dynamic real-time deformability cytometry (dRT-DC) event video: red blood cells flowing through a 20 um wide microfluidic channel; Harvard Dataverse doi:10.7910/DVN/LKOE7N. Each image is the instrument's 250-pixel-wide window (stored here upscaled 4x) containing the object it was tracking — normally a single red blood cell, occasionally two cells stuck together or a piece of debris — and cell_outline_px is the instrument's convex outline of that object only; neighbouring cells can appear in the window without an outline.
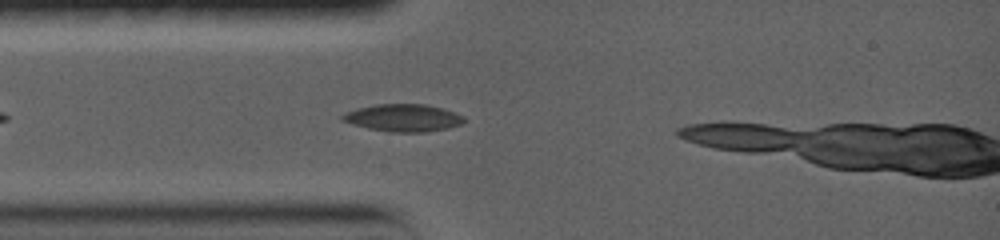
{"species": "common noctule bat (a hibernating species)", "species_latin": "Nyctalus noctula", "temperature_condition": "warm", "stored_images_in_passage": 34, "camera_frame_rate_fps": 5000, "um_per_image_px": 0.085, "animal": {"sex": "female", "body_mass_g": 19.0, "forearm_length_mm": 56.7}, "frame": {"image": 1, "passage_image": 1, "time_ms": 0.0, "image_size_px": [1000, 240], "cell_outline_px": [[464, 120], [460, 124], [448, 128], [424, 132], [392, 132], [368, 128], [352, 124], [340, 120], [340, 116], [348, 112], [360, 108], [376, 104], [424, 104], [440, 108], [464, 116]], "centroid_in_image_um": [34.25, 10.02], "position_along_channel_um": 50.8, "area_um2": 19.07}}
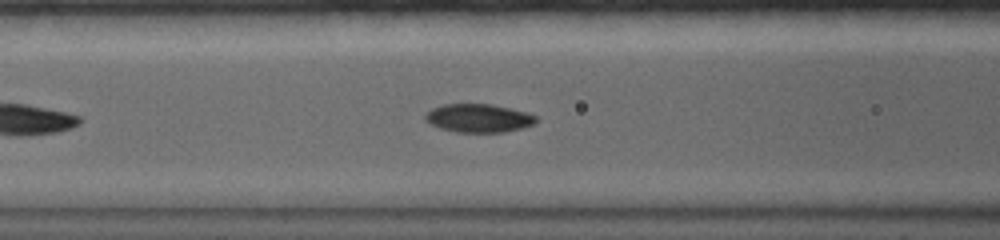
{"frame": {"image": 2, "passage_image": 9, "time_ms": 2.0, "image_size_px": [1000, 240], "cell_outline_px": [[536, 120], [532, 124], [520, 128], [504, 132], [456, 132], [440, 128], [432, 124], [424, 116], [432, 108], [444, 104], [492, 104], [524, 112], [536, 116]], "centroid_in_image_um": [40.65, 10.04], "position_along_channel_um": 125.9, "area_um2": 17.92}}
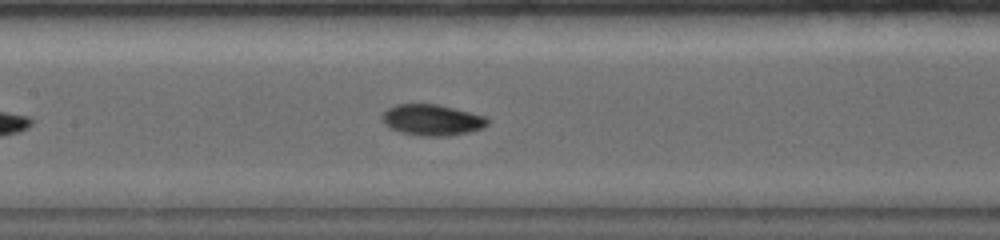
{"frame": {"image": 3, "passage_image": 14, "time_ms": 3.2, "image_size_px": [1000, 240], "cell_outline_px": [[488, 124], [480, 128], [468, 132], [448, 136], [420, 136], [400, 132], [392, 128], [384, 120], [384, 112], [388, 108], [396, 104], [436, 104], [484, 116], [488, 120]], "centroid_in_image_um": [36.73, 10.2], "position_along_channel_um": 170.7, "area_um2": 18.55}, "authors_computed_cell_mechanics": {"area_um2": 17.918, "velocity_mm_per_s": 3.7433, "shape_relaxation_time_tau1_ms": 5.1551, "shape_relaxation_time_tau2_ms": 3.7866, "deformation_change_tau1": 0.1892, "deformation_change_tau2": 0.0649}}